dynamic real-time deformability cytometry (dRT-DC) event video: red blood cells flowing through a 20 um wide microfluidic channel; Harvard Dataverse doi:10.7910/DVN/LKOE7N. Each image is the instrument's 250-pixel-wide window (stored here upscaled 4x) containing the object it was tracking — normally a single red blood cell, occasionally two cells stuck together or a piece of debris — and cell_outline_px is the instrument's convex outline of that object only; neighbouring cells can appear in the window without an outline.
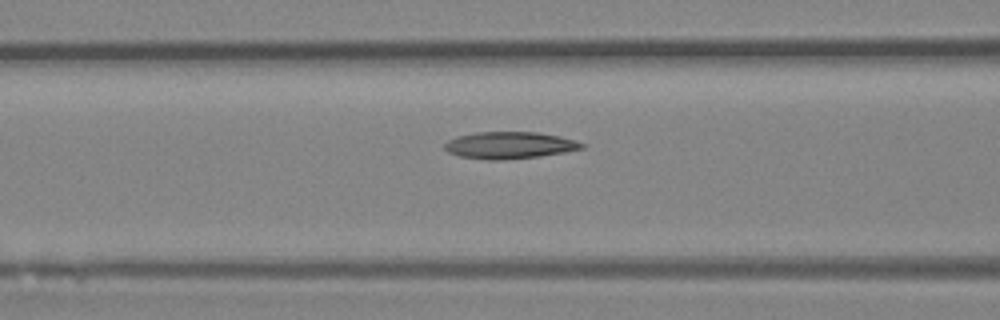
{"species": "Egyptian fruit bat (a non-hibernating species)", "species_latin": "Rousettus aegyptiacus", "temperature_condition": "room temperature", "stored_images_in_passage": 15, "camera_frame_rate_fps": 3000, "um_per_image_px": 0.085, "animal": {"sex": "female"}, "frame": {"image": 1, "passage_image": 13, "time_ms": 4.0, "image_size_px": [1000, 320], "cell_outline_px": [[584, 148], [564, 152], [540, 156], [500, 160], [488, 160], [460, 156], [448, 152], [444, 148], [444, 144], [448, 140], [456, 136], [476, 132], [536, 132], [560, 136], [584, 144]], "centroid_in_image_um": [43.27, 12.34], "position_along_channel_um": 123.3, "area_um2": 21.39}}